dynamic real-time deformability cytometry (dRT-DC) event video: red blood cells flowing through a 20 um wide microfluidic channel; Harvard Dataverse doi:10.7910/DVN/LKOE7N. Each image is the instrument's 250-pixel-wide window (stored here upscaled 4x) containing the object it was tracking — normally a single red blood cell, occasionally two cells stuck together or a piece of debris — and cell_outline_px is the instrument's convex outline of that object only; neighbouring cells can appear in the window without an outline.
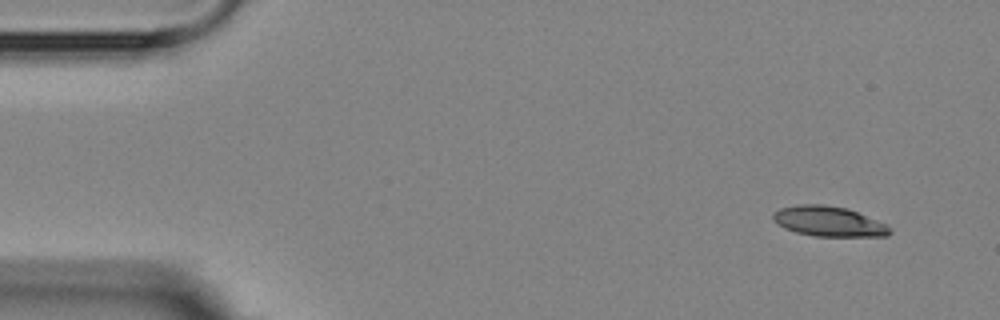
{"species": "Egyptian fruit bat (a non-hibernating species)", "species_latin": "Rousettus aegyptiacus", "temperature_condition": "room temperature", "stored_images_in_passage": 6, "camera_frame_rate_fps": 3000, "um_per_image_px": 0.085, "animal": {"sex": "female"}, "frame": {"image": 1, "passage_image": 1, "time_ms": 0.0, "image_size_px": [1000, 320], "cell_outline_px": [[892, 232], [888, 236], [812, 236], [796, 232], [784, 228], [776, 224], [772, 220], [772, 212], [780, 208], [800, 204], [824, 204], [848, 208], [888, 224], [892, 228]], "centroid_in_image_um": [70.44, 18.81], "position_along_channel_um": 14.6, "area_um2": 20.87}}
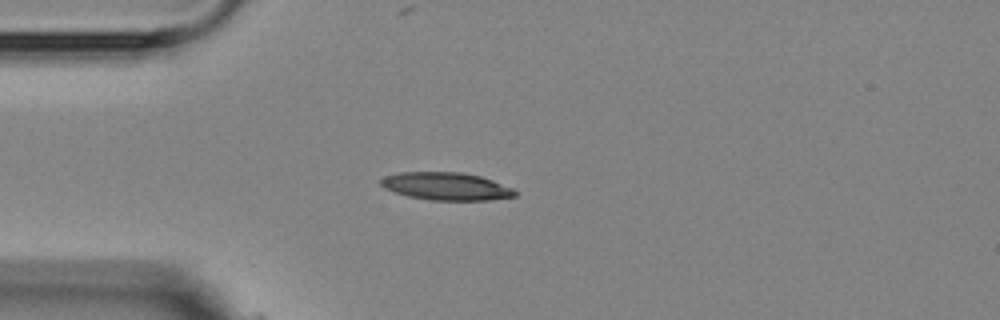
{"frame": {"image": 2, "passage_image": 4, "time_ms": 3.333, "image_size_px": [1000, 320], "cell_outline_px": [[516, 196], [488, 200], [428, 200], [408, 196], [384, 188], [380, 184], [380, 180], [384, 176], [400, 172], [460, 172], [480, 176], [492, 180], [512, 188], [516, 192]], "centroid_in_image_um": [37.9, 15.83], "position_along_channel_um": 47.1, "area_um2": 21.56}}
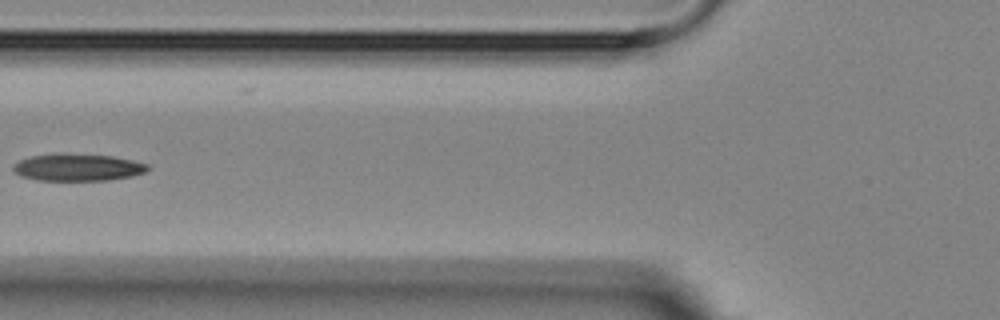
{"frame": {"image": 3, "passage_image": 6, "time_ms": 5.667, "image_size_px": [1000, 320], "cell_outline_px": [[148, 168], [144, 172], [132, 176], [108, 180], [36, 180], [20, 176], [12, 168], [20, 160], [32, 156], [112, 156], [132, 160], [148, 164]], "centroid_in_image_um": [6.64, 14.27], "position_along_channel_um": 119.2, "area_um2": 20.11}}